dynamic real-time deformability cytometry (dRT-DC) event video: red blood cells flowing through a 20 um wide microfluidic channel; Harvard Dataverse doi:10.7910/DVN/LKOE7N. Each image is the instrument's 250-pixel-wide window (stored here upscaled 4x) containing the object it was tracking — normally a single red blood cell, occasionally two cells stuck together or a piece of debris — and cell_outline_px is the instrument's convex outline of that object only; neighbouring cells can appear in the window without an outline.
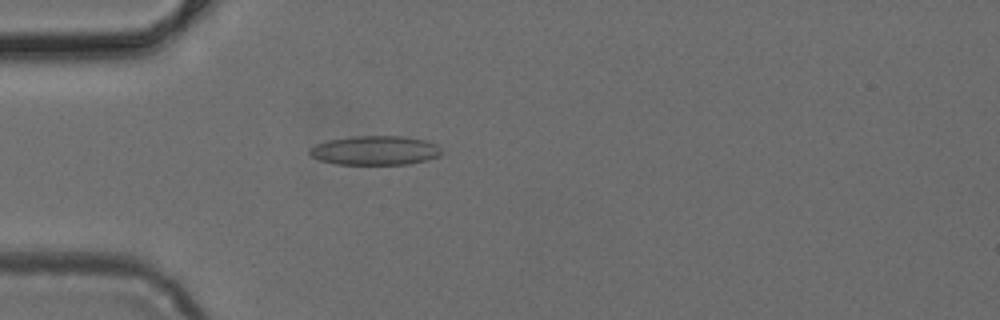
{"species": "common noctule bat (a hibernating species)", "species_latin": "Nyctalus noctula", "temperature_condition": "cold", "stored_images_in_passage": 3, "camera_frame_rate_fps": 3000, "um_per_image_px": 0.085, "animal": {"sex": "female", "body_mass_g": 24.6, "forearm_length_mm": 56.2}, "frame": {"image": 1, "passage_image": 3, "time_ms": 0.667, "image_size_px": [1000, 320], "cell_outline_px": [[444, 152], [440, 156], [428, 160], [408, 164], [336, 164], [320, 160], [312, 156], [308, 152], [316, 144], [328, 140], [352, 136], [404, 136], [424, 140], [436, 144]], "centroid_in_image_um": [31.93, 12.78], "position_along_channel_um": 53.1, "area_um2": 22.48}}